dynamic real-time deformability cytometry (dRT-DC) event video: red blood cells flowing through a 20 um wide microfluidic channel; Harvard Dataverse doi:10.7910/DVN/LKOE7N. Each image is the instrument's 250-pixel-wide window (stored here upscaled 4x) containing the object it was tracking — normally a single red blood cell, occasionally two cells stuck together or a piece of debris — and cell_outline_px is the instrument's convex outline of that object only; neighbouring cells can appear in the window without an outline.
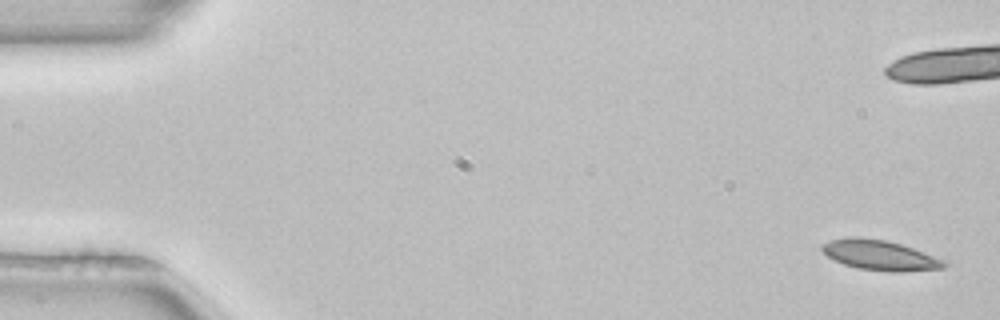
{"species": "common noctule bat (a hibernating species)", "species_latin": "Nyctalus noctula", "temperature_condition": "room temperature", "stored_images_in_passage": 5, "camera_frame_rate_fps": 3000, "um_per_image_px": 0.085, "animal": {"sex": "female", "body_mass_g": 22.7, "forearm_length_mm": 54.2}, "frame": {"image": 1, "passage_image": 1, "time_ms": 0.0, "image_size_px": [1000, 320], "cell_outline_px": [[948, 264], [944, 268], [904, 272], [892, 272], [856, 268], [844, 264], [828, 256], [820, 248], [820, 244], [832, 240], [852, 236], [856, 236], [884, 240], [900, 244], [924, 252], [944, 260]], "centroid_in_image_um": [74.79, 21.7], "position_along_channel_um": 10.2, "area_um2": 21.33}}
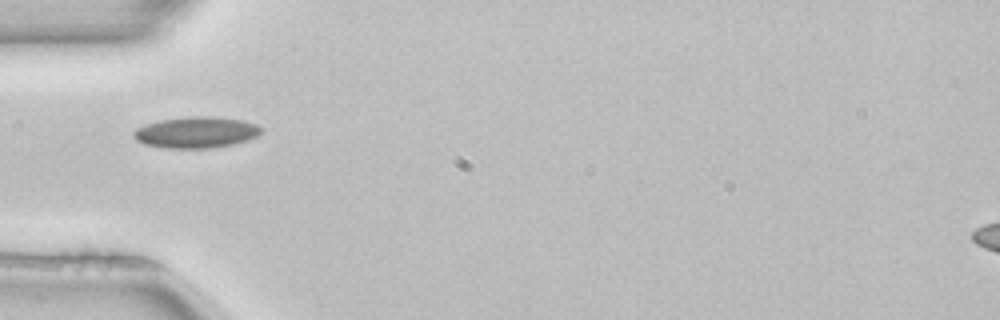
{"frame": {"image": 2, "passage_image": 5, "time_ms": 1.333, "image_size_px": [1000, 320], "cell_outline_px": [[260, 132], [256, 136], [232, 144], [212, 148], [164, 148], [144, 144], [136, 140], [132, 136], [132, 132], [136, 128], [160, 120], [192, 116], [212, 116], [244, 120], [256, 124], [260, 128]], "centroid_in_image_um": [16.62, 11.25], "position_along_channel_um": 68.4, "area_um2": 23.06}}